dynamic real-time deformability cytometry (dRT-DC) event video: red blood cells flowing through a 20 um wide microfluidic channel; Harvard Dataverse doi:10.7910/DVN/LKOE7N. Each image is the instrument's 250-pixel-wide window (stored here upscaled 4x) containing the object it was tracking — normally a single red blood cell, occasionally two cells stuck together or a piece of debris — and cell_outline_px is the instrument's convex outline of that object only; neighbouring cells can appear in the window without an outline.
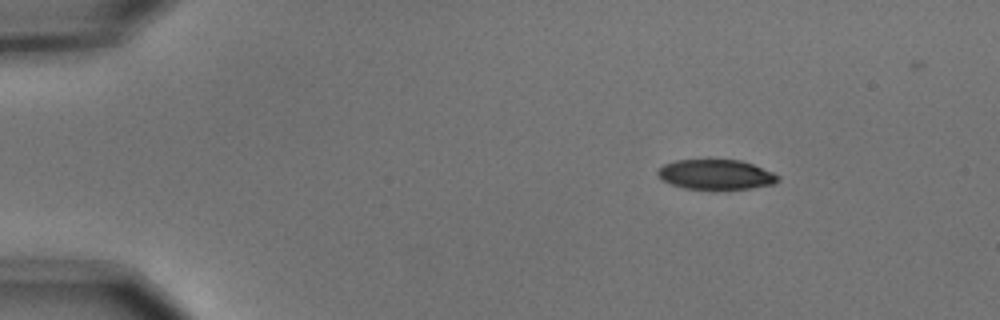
{"species": "common noctule bat (a hibernating species)", "species_latin": "Nyctalus noctula", "temperature_condition": "cold", "stored_images_in_passage": 5, "camera_frame_rate_fps": 3000, "um_per_image_px": 0.085, "animal": {"sex": "male", "body_mass_g": 15.6}, "frame": {"image": 1, "passage_image": 1, "time_ms": 0.0, "image_size_px": [1000, 320], "cell_outline_px": [[780, 180], [772, 184], [748, 188], [712, 192], [684, 188], [672, 184], [664, 180], [656, 172], [664, 164], [676, 160], [740, 160], [752, 164], [772, 172], [780, 176]], "centroid_in_image_um": [60.86, 14.87], "position_along_channel_um": 24.1, "area_um2": 21.33}}
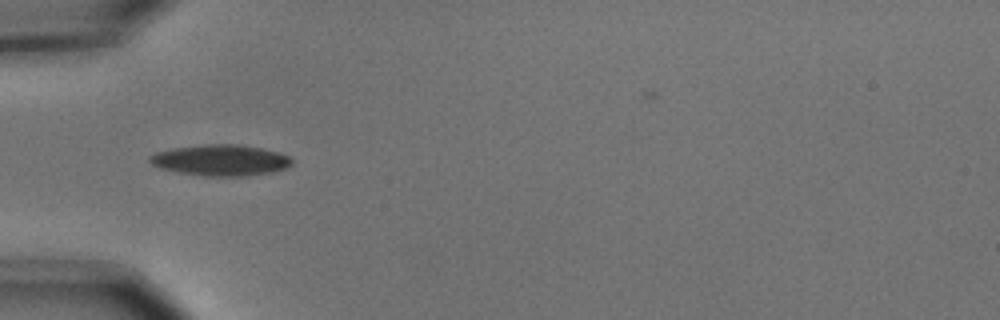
{"frame": {"image": 2, "passage_image": 4, "time_ms": 1.0, "image_size_px": [1000, 320], "cell_outline_px": [[292, 164], [288, 168], [272, 172], [244, 176], [204, 176], [180, 172], [160, 168], [152, 164], [148, 160], [148, 156], [156, 152], [176, 148], [208, 144], [236, 144], [260, 148], [280, 152], [288, 156], [292, 160]], "centroid_in_image_um": [18.78, 13.62], "position_along_channel_um": 66.2, "area_um2": 25.61}}
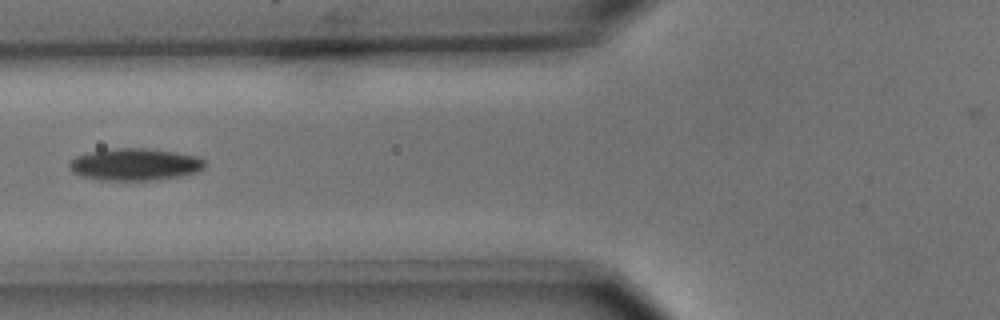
{"frame": {"image": 3, "passage_image": 5, "time_ms": 1.333, "image_size_px": [1000, 320], "cell_outline_px": [[208, 164], [204, 168], [196, 172], [180, 176], [156, 180], [100, 180], [80, 176], [72, 172], [68, 164], [76, 156], [92, 152], [120, 148], [144, 148], [176, 152], [196, 156], [204, 160]], "centroid_in_image_um": [11.49, 13.99], "position_along_channel_um": 114.3, "area_um2": 25.26}}